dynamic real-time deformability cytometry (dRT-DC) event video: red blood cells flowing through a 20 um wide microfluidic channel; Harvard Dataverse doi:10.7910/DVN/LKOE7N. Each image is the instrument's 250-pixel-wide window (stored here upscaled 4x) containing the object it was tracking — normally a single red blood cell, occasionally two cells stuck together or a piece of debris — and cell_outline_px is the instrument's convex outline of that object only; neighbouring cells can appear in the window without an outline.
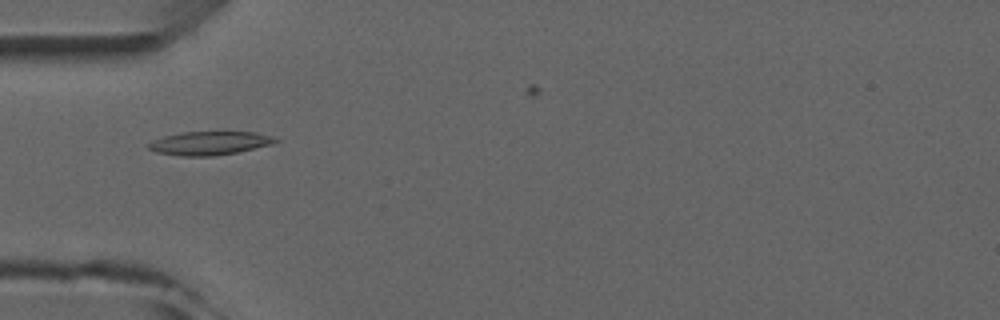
{"species": "common noctule bat (a hibernating species)", "species_latin": "Nyctalus noctula", "temperature_condition": "room temperature", "stored_images_in_passage": 5, "camera_frame_rate_fps": 3000, "um_per_image_px": 0.085, "animal": {"sex": "male", "forearm_length_mm": 52.5}, "frame": {"image": 1, "passage_image": 4, "time_ms": 4.333, "image_size_px": [1000, 320], "cell_outline_px": [[280, 140], [272, 144], [236, 152], [212, 156], [180, 156], [156, 152], [148, 148], [148, 144], [152, 140], [164, 136], [184, 132], [256, 132], [272, 136]], "centroid_in_image_um": [17.8, 12.17], "position_along_channel_um": 67.2, "area_um2": 17.28}}